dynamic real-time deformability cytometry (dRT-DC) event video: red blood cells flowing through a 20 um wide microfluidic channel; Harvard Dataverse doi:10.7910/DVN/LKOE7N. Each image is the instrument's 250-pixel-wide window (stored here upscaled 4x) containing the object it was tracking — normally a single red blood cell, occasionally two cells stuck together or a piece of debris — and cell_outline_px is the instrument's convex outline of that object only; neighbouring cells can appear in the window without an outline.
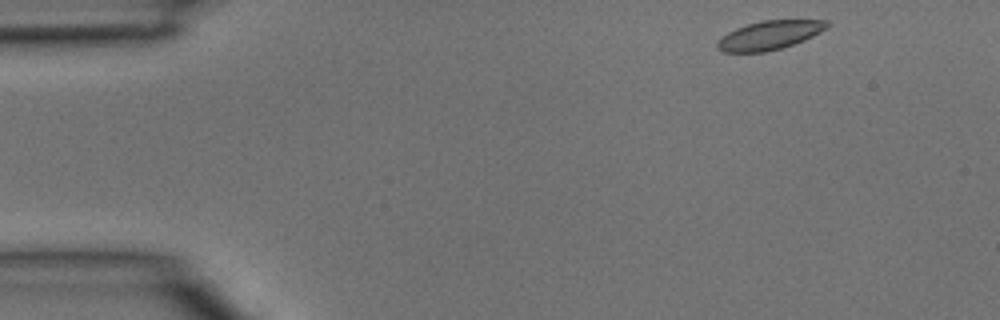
{"species": "common noctule bat (a hibernating species)", "species_latin": "Nyctalus noctula", "temperature_condition": "room temperature", "stored_images_in_passage": 3, "camera_frame_rate_fps": 3000, "um_per_image_px": 0.085, "animal": {"sex": "male", "body_mass_g": 15.6}, "frame": {"image": 1, "passage_image": 1, "time_ms": 0.0, "image_size_px": [1000, 320], "cell_outline_px": [[832, 24], [820, 32], [804, 40], [784, 48], [764, 52], [724, 52], [716, 48], [716, 44], [728, 32], [736, 28], [760, 20], [828, 20]], "centroid_in_image_um": [65.44, 2.99], "position_along_channel_um": 19.6, "area_um2": 18.44}}
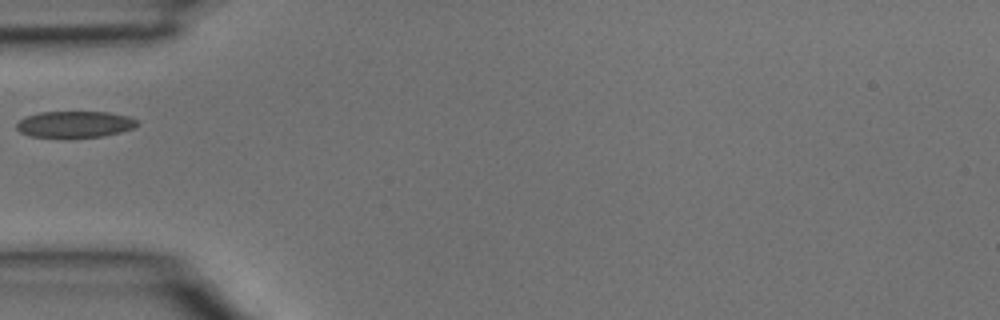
{"frame": {"image": 2, "passage_image": 3, "time_ms": 0.667, "image_size_px": [1000, 320], "cell_outline_px": [[140, 124], [132, 128], [120, 132], [104, 136], [64, 140], [32, 136], [20, 132], [16, 128], [16, 124], [24, 116], [40, 112], [108, 112], [128, 116], [136, 120]], "centroid_in_image_um": [6.32, 10.6], "position_along_channel_um": 78.7, "area_um2": 19.25}}